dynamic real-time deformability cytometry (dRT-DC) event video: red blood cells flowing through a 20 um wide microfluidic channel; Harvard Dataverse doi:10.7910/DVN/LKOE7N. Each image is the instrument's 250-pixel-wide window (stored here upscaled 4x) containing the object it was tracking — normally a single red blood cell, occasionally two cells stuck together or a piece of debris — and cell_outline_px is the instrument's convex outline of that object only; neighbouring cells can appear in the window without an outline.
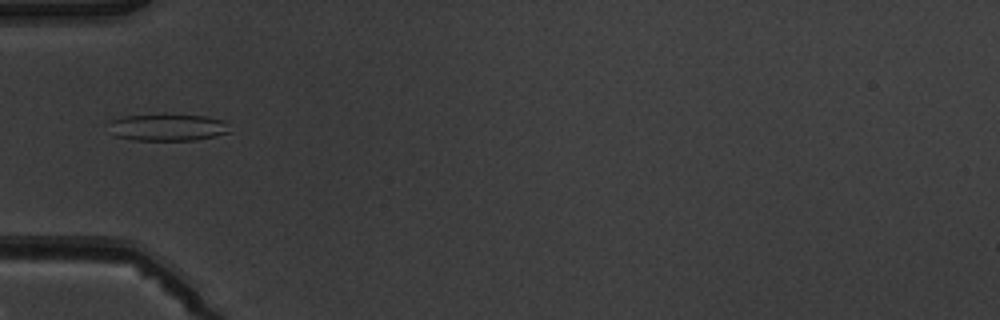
{"species": "common noctule bat (a hibernating species)", "species_latin": "Nyctalus noctula", "temperature_condition": "warm", "stored_images_in_passage": 6, "camera_frame_rate_fps": 3000, "um_per_image_px": 0.085, "animal": {"sex": "male", "body_mass_g": 19.5, "forearm_length_mm": 54.6}, "frame": {"image": 1, "passage_image": 6, "time_ms": 5.667, "image_size_px": [1000, 320], "cell_outline_px": [[228, 132], [216, 136], [196, 140], [136, 140], [116, 136], [112, 120], [124, 116], [164, 112], [208, 116], [224, 120]], "centroid_in_image_um": [14.32, 10.78], "position_along_channel_um": 70.7, "area_um2": 19.19}}